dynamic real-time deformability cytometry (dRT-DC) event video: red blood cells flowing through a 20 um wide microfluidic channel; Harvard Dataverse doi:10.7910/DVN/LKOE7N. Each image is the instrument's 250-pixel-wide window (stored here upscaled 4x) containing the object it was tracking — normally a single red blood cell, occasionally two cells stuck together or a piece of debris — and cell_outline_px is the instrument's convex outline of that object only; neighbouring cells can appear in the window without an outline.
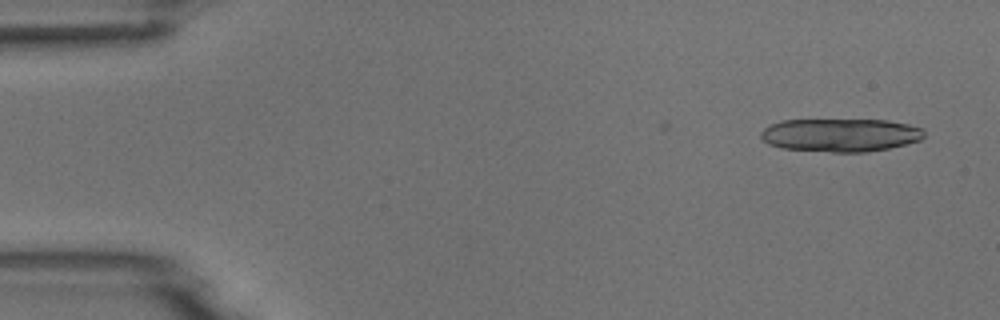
{"species": "common noctule bat (a hibernating species)", "species_latin": "Nyctalus noctula", "temperature_condition": "room temperature", "stored_images_in_passage": 10, "camera_frame_rate_fps": 3000, "um_per_image_px": 0.085, "animal": {"sex": "male", "body_mass_g": 18.8}, "frame": {"image": 1, "passage_image": 1, "time_ms": 0.0, "image_size_px": [1000, 320], "cell_outline_px": [[924, 136], [920, 140], [888, 148], [868, 152], [832, 152], [780, 148], [768, 144], [760, 136], [760, 132], [764, 128], [780, 120], [888, 120], [908, 124], [924, 128]], "centroid_in_image_um": [71.43, 11.48], "position_along_channel_um": 13.6, "area_um2": 31.67}}
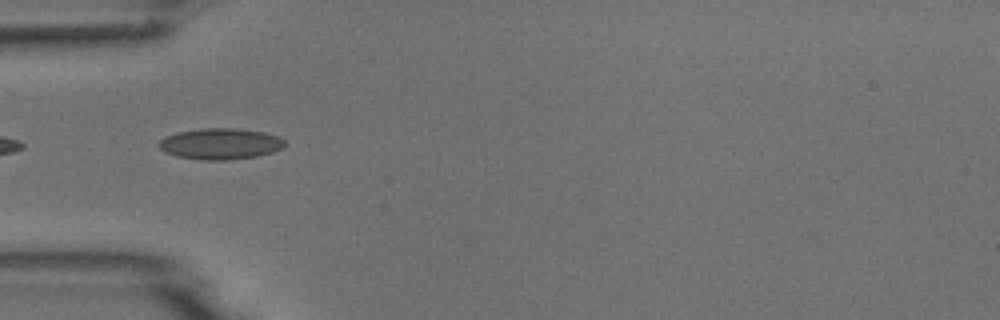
{"frame": {"image": 2, "passage_image": 5, "time_ms": 4.667, "image_size_px": [1000, 320], "cell_outline_px": [[284, 144], [280, 148], [272, 152], [256, 156], [228, 160], [204, 160], [176, 156], [164, 152], [156, 144], [164, 136], [176, 132], [200, 128], [236, 128], [264, 132], [276, 136], [284, 140]], "centroid_in_image_um": [18.66, 12.22], "position_along_channel_um": 66.3, "area_um2": 22.83}}